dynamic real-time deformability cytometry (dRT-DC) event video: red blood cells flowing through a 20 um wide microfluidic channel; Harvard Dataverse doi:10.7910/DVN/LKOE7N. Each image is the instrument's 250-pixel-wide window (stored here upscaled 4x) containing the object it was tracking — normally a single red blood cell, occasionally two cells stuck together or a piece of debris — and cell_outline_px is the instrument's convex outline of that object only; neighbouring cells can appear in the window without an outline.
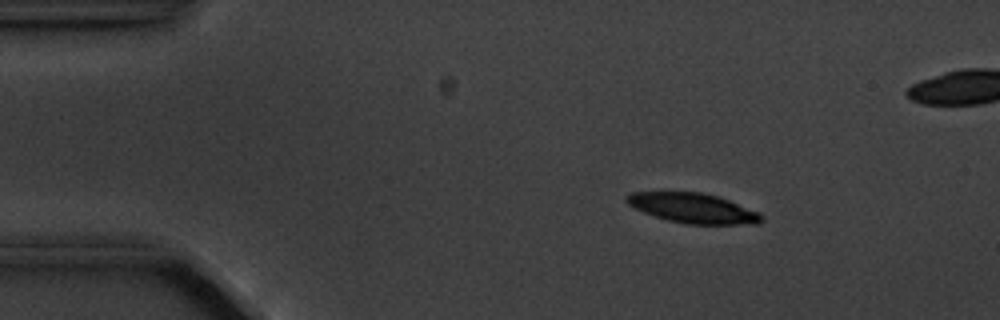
{"species": "common noctule bat (a hibernating species)", "species_latin": "Nyctalus noctula", "temperature_condition": "cold", "stored_images_in_passage": 5, "camera_frame_rate_fps": 3000, "um_per_image_px": 0.085, "animal": {"sex": "male", "body_mass_g": 20.1, "forearm_length_mm": 53.5}, "frame": {"image": 1, "passage_image": 2, "time_ms": 1.0, "image_size_px": [1000, 320], "cell_outline_px": [[764, 220], [756, 224], [688, 224], [668, 220], [644, 212], [628, 204], [624, 200], [624, 196], [632, 192], [700, 192], [720, 196], [760, 212], [764, 216]], "centroid_in_image_um": [58.95, 17.68], "position_along_channel_um": 26.0, "area_um2": 23.58}}